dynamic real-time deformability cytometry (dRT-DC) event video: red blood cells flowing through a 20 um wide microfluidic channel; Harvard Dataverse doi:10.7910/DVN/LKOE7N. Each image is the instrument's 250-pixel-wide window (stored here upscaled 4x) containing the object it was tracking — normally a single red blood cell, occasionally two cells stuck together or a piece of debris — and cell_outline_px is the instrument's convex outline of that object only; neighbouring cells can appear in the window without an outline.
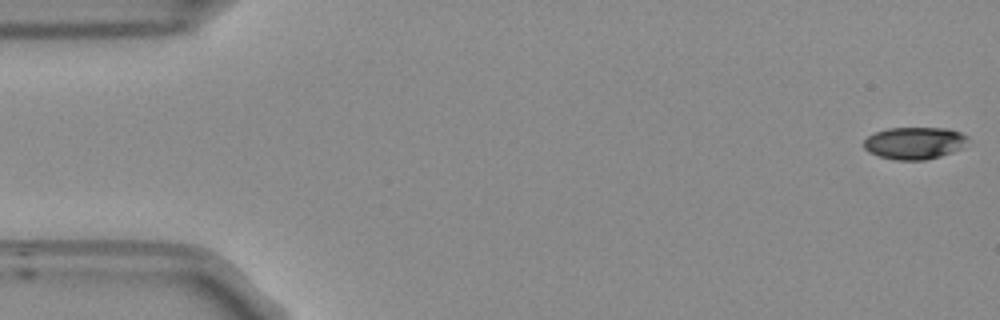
{"species": "Egyptian fruit bat (a non-hibernating species)", "species_latin": "Rousettus aegyptiacus", "temperature_condition": "room temperature", "stored_images_in_passage": 54, "camera_frame_rate_fps": 3000, "um_per_image_px": 0.085, "frame": {"image": 1, "passage_image": 1, "time_ms": 0.0, "image_size_px": [1000, 320], "cell_outline_px": [[968, 136], [960, 148], [952, 152], [940, 156], [924, 160], [896, 160], [880, 156], [868, 152], [864, 148], [864, 140], [868, 136], [876, 132], [888, 128], [948, 128], [960, 132]], "centroid_in_image_um": [77.69, 12.15], "position_along_channel_um": 7.3, "area_um2": 19.31}}
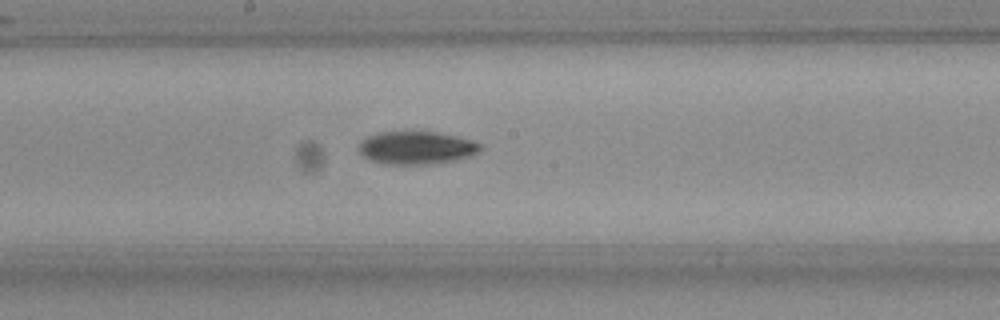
{"frame": {"image": 2, "passage_image": 28, "time_ms": 9.0, "image_size_px": [1000, 320], "cell_outline_px": [[480, 148], [476, 152], [468, 156], [456, 160], [432, 164], [384, 164], [368, 160], [360, 152], [360, 144], [368, 136], [380, 132], [436, 132], [456, 136], [472, 140], [480, 144]], "centroid_in_image_um": [35.38, 12.57], "position_along_channel_um": 212.8, "area_um2": 23.0}}
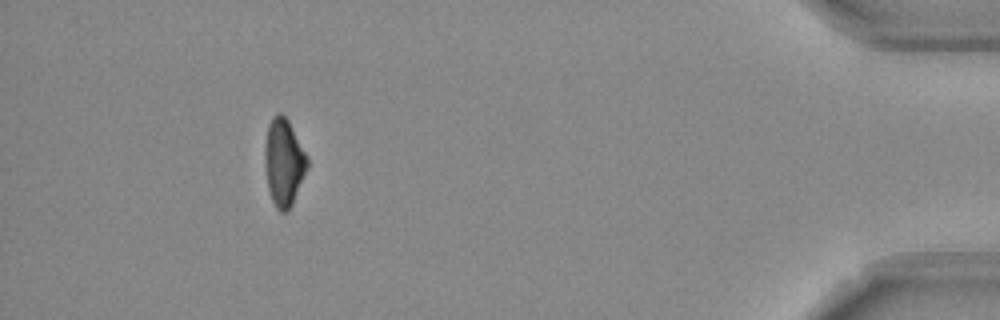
{"frame": {"image": 3, "passage_image": 49, "time_ms": 16.0, "image_size_px": [1000, 320], "cell_outline_px": [[308, 168], [292, 204], [284, 212], [280, 212], [276, 208], [272, 200], [268, 188], [264, 164], [264, 148], [268, 124], [272, 116], [276, 112], [280, 112], [288, 120], [308, 156]], "centroid_in_image_um": [24.11, 13.76], "position_along_channel_um": 411.1, "area_um2": 21.73}, "authors_computed_cell_mechanics": {"area_um2": 22.0218, "velocity_mm_per_s": 3.7589, "shape_relaxation_time_tau1_ms": 5.3167, "shape_relaxation_time_tau2_ms": null, "deformation_change_tau1": 0.1607, "deformation_change_tau2": null}}